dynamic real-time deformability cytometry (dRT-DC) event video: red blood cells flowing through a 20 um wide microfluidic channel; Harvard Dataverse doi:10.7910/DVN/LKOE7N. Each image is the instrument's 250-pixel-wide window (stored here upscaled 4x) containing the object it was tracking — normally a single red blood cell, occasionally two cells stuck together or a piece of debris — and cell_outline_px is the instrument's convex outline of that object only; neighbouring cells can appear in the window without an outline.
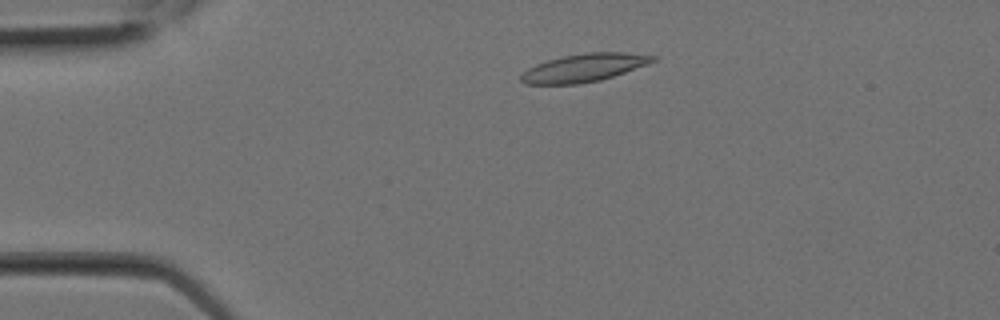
{"species": "Egyptian fruit bat (a non-hibernating species)", "species_latin": "Rousettus aegyptiacus", "temperature_condition": "room temperature", "stored_images_in_passage": 2, "camera_frame_rate_fps": 3000, "um_per_image_px": 0.085, "animal": {"sex": "female"}, "frame": {"image": 1, "passage_image": 2, "time_ms": 0.333, "image_size_px": [1000, 320], "cell_outline_px": [[656, 60], [648, 64], [600, 80], [576, 84], [524, 84], [520, 80], [520, 76], [528, 68], [536, 64], [548, 60], [564, 56], [588, 52], [624, 52], [656, 56]], "centroid_in_image_um": [49.62, 5.76], "position_along_channel_um": 35.4, "area_um2": 21.27}}